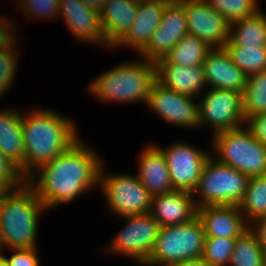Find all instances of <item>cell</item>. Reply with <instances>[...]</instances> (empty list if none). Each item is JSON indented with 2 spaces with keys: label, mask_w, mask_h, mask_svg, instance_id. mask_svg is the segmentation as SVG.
<instances>
[{
  "label": "cell",
  "mask_w": 266,
  "mask_h": 266,
  "mask_svg": "<svg viewBox=\"0 0 266 266\" xmlns=\"http://www.w3.org/2000/svg\"><path fill=\"white\" fill-rule=\"evenodd\" d=\"M16 43L6 50L0 51V97L11 89L16 79V69L19 62V51Z\"/></svg>",
  "instance_id": "1f68e13d"
},
{
  "label": "cell",
  "mask_w": 266,
  "mask_h": 266,
  "mask_svg": "<svg viewBox=\"0 0 266 266\" xmlns=\"http://www.w3.org/2000/svg\"><path fill=\"white\" fill-rule=\"evenodd\" d=\"M264 266H266V249L264 250Z\"/></svg>",
  "instance_id": "ee69618b"
},
{
  "label": "cell",
  "mask_w": 266,
  "mask_h": 266,
  "mask_svg": "<svg viewBox=\"0 0 266 266\" xmlns=\"http://www.w3.org/2000/svg\"><path fill=\"white\" fill-rule=\"evenodd\" d=\"M242 100L245 120L266 113V70L248 76Z\"/></svg>",
  "instance_id": "4316f807"
},
{
  "label": "cell",
  "mask_w": 266,
  "mask_h": 266,
  "mask_svg": "<svg viewBox=\"0 0 266 266\" xmlns=\"http://www.w3.org/2000/svg\"><path fill=\"white\" fill-rule=\"evenodd\" d=\"M137 178L152 195L174 191L167 162L162 150L156 144H148L139 154Z\"/></svg>",
  "instance_id": "44dd1931"
},
{
  "label": "cell",
  "mask_w": 266,
  "mask_h": 266,
  "mask_svg": "<svg viewBox=\"0 0 266 266\" xmlns=\"http://www.w3.org/2000/svg\"><path fill=\"white\" fill-rule=\"evenodd\" d=\"M188 34L203 40L211 48H224L230 40V23L206 0H183Z\"/></svg>",
  "instance_id": "4fadbf2b"
},
{
  "label": "cell",
  "mask_w": 266,
  "mask_h": 266,
  "mask_svg": "<svg viewBox=\"0 0 266 266\" xmlns=\"http://www.w3.org/2000/svg\"><path fill=\"white\" fill-rule=\"evenodd\" d=\"M186 34H188V27L184 7L180 3L168 5L165 7L161 22L153 32L149 44L139 55L156 62L164 58Z\"/></svg>",
  "instance_id": "5bb4252c"
},
{
  "label": "cell",
  "mask_w": 266,
  "mask_h": 266,
  "mask_svg": "<svg viewBox=\"0 0 266 266\" xmlns=\"http://www.w3.org/2000/svg\"><path fill=\"white\" fill-rule=\"evenodd\" d=\"M238 206L248 224L266 215V175L249 177L245 196Z\"/></svg>",
  "instance_id": "484cf974"
},
{
  "label": "cell",
  "mask_w": 266,
  "mask_h": 266,
  "mask_svg": "<svg viewBox=\"0 0 266 266\" xmlns=\"http://www.w3.org/2000/svg\"><path fill=\"white\" fill-rule=\"evenodd\" d=\"M45 210L35 190L26 181L0 194V228L8 249L38 246L39 216Z\"/></svg>",
  "instance_id": "3957f363"
},
{
  "label": "cell",
  "mask_w": 266,
  "mask_h": 266,
  "mask_svg": "<svg viewBox=\"0 0 266 266\" xmlns=\"http://www.w3.org/2000/svg\"><path fill=\"white\" fill-rule=\"evenodd\" d=\"M249 177L240 171L217 161L210 156L205 162L196 189L199 201L195 199L196 207L207 205L238 206L245 196Z\"/></svg>",
  "instance_id": "52a82bcc"
},
{
  "label": "cell",
  "mask_w": 266,
  "mask_h": 266,
  "mask_svg": "<svg viewBox=\"0 0 266 266\" xmlns=\"http://www.w3.org/2000/svg\"><path fill=\"white\" fill-rule=\"evenodd\" d=\"M167 266H208L202 258L173 263Z\"/></svg>",
  "instance_id": "f35d334b"
},
{
  "label": "cell",
  "mask_w": 266,
  "mask_h": 266,
  "mask_svg": "<svg viewBox=\"0 0 266 266\" xmlns=\"http://www.w3.org/2000/svg\"><path fill=\"white\" fill-rule=\"evenodd\" d=\"M147 107L166 122L180 128L199 127V102L194 97L180 94L157 80L151 86Z\"/></svg>",
  "instance_id": "7c38bea8"
},
{
  "label": "cell",
  "mask_w": 266,
  "mask_h": 266,
  "mask_svg": "<svg viewBox=\"0 0 266 266\" xmlns=\"http://www.w3.org/2000/svg\"><path fill=\"white\" fill-rule=\"evenodd\" d=\"M185 142H175L159 148L165 156L174 190L193 192L211 153Z\"/></svg>",
  "instance_id": "8fae6325"
},
{
  "label": "cell",
  "mask_w": 266,
  "mask_h": 266,
  "mask_svg": "<svg viewBox=\"0 0 266 266\" xmlns=\"http://www.w3.org/2000/svg\"><path fill=\"white\" fill-rule=\"evenodd\" d=\"M212 136L211 156L217 161L248 177L266 175V145L254 138L245 125Z\"/></svg>",
  "instance_id": "5b68a950"
},
{
  "label": "cell",
  "mask_w": 266,
  "mask_h": 266,
  "mask_svg": "<svg viewBox=\"0 0 266 266\" xmlns=\"http://www.w3.org/2000/svg\"><path fill=\"white\" fill-rule=\"evenodd\" d=\"M138 0H105L99 11L106 47H113L129 30L137 14Z\"/></svg>",
  "instance_id": "7402d4cb"
},
{
  "label": "cell",
  "mask_w": 266,
  "mask_h": 266,
  "mask_svg": "<svg viewBox=\"0 0 266 266\" xmlns=\"http://www.w3.org/2000/svg\"><path fill=\"white\" fill-rule=\"evenodd\" d=\"M25 180L78 139L76 123L52 109L35 107L22 114Z\"/></svg>",
  "instance_id": "7a4b0ae2"
},
{
  "label": "cell",
  "mask_w": 266,
  "mask_h": 266,
  "mask_svg": "<svg viewBox=\"0 0 266 266\" xmlns=\"http://www.w3.org/2000/svg\"><path fill=\"white\" fill-rule=\"evenodd\" d=\"M205 237H224L236 239L249 229V224L234 205H207L197 208Z\"/></svg>",
  "instance_id": "2e32d148"
},
{
  "label": "cell",
  "mask_w": 266,
  "mask_h": 266,
  "mask_svg": "<svg viewBox=\"0 0 266 266\" xmlns=\"http://www.w3.org/2000/svg\"><path fill=\"white\" fill-rule=\"evenodd\" d=\"M202 66L207 86L243 94L248 76L233 63L225 48H212Z\"/></svg>",
  "instance_id": "e0dca14e"
},
{
  "label": "cell",
  "mask_w": 266,
  "mask_h": 266,
  "mask_svg": "<svg viewBox=\"0 0 266 266\" xmlns=\"http://www.w3.org/2000/svg\"><path fill=\"white\" fill-rule=\"evenodd\" d=\"M22 113L8 108L0 111V152L19 170L25 179V150Z\"/></svg>",
  "instance_id": "603a6c76"
},
{
  "label": "cell",
  "mask_w": 266,
  "mask_h": 266,
  "mask_svg": "<svg viewBox=\"0 0 266 266\" xmlns=\"http://www.w3.org/2000/svg\"><path fill=\"white\" fill-rule=\"evenodd\" d=\"M18 1V2H17ZM18 9H22L29 18L52 19L58 16L60 0H17ZM28 14V15H27Z\"/></svg>",
  "instance_id": "d6a6232c"
},
{
  "label": "cell",
  "mask_w": 266,
  "mask_h": 266,
  "mask_svg": "<svg viewBox=\"0 0 266 266\" xmlns=\"http://www.w3.org/2000/svg\"><path fill=\"white\" fill-rule=\"evenodd\" d=\"M225 46L266 48V13L260 10L250 18L230 24V40Z\"/></svg>",
  "instance_id": "cb8c5ba5"
},
{
  "label": "cell",
  "mask_w": 266,
  "mask_h": 266,
  "mask_svg": "<svg viewBox=\"0 0 266 266\" xmlns=\"http://www.w3.org/2000/svg\"><path fill=\"white\" fill-rule=\"evenodd\" d=\"M155 68L156 80L180 94L196 98L207 86L203 66H181L164 57L155 62Z\"/></svg>",
  "instance_id": "d6986e66"
},
{
  "label": "cell",
  "mask_w": 266,
  "mask_h": 266,
  "mask_svg": "<svg viewBox=\"0 0 266 266\" xmlns=\"http://www.w3.org/2000/svg\"><path fill=\"white\" fill-rule=\"evenodd\" d=\"M149 213L161 227L190 222L197 216L194 194L185 190L152 196Z\"/></svg>",
  "instance_id": "ac0fdd59"
},
{
  "label": "cell",
  "mask_w": 266,
  "mask_h": 266,
  "mask_svg": "<svg viewBox=\"0 0 266 266\" xmlns=\"http://www.w3.org/2000/svg\"><path fill=\"white\" fill-rule=\"evenodd\" d=\"M104 168L103 163L98 186L102 188L101 192L106 197L110 212L115 216L123 217L150 211L152 195L135 174H111L107 173Z\"/></svg>",
  "instance_id": "ba28073f"
},
{
  "label": "cell",
  "mask_w": 266,
  "mask_h": 266,
  "mask_svg": "<svg viewBox=\"0 0 266 266\" xmlns=\"http://www.w3.org/2000/svg\"><path fill=\"white\" fill-rule=\"evenodd\" d=\"M205 232L196 216L190 222L160 227L153 250L143 266H167L202 257Z\"/></svg>",
  "instance_id": "8992f818"
},
{
  "label": "cell",
  "mask_w": 266,
  "mask_h": 266,
  "mask_svg": "<svg viewBox=\"0 0 266 266\" xmlns=\"http://www.w3.org/2000/svg\"><path fill=\"white\" fill-rule=\"evenodd\" d=\"M12 21L7 16L5 17V14L4 16L0 14V51L8 49L18 41L12 31L15 29Z\"/></svg>",
  "instance_id": "d590c367"
},
{
  "label": "cell",
  "mask_w": 266,
  "mask_h": 266,
  "mask_svg": "<svg viewBox=\"0 0 266 266\" xmlns=\"http://www.w3.org/2000/svg\"><path fill=\"white\" fill-rule=\"evenodd\" d=\"M0 266H5V255L0 252Z\"/></svg>",
  "instance_id": "7bdbcfd3"
},
{
  "label": "cell",
  "mask_w": 266,
  "mask_h": 266,
  "mask_svg": "<svg viewBox=\"0 0 266 266\" xmlns=\"http://www.w3.org/2000/svg\"><path fill=\"white\" fill-rule=\"evenodd\" d=\"M233 63L247 76L266 70V48L225 46Z\"/></svg>",
  "instance_id": "f1b7e54d"
},
{
  "label": "cell",
  "mask_w": 266,
  "mask_h": 266,
  "mask_svg": "<svg viewBox=\"0 0 266 266\" xmlns=\"http://www.w3.org/2000/svg\"><path fill=\"white\" fill-rule=\"evenodd\" d=\"M213 9L230 24L243 18H250L260 10L258 0H206Z\"/></svg>",
  "instance_id": "f546056e"
},
{
  "label": "cell",
  "mask_w": 266,
  "mask_h": 266,
  "mask_svg": "<svg viewBox=\"0 0 266 266\" xmlns=\"http://www.w3.org/2000/svg\"><path fill=\"white\" fill-rule=\"evenodd\" d=\"M25 181L18 168L0 152V194L22 185Z\"/></svg>",
  "instance_id": "836d02e7"
},
{
  "label": "cell",
  "mask_w": 266,
  "mask_h": 266,
  "mask_svg": "<svg viewBox=\"0 0 266 266\" xmlns=\"http://www.w3.org/2000/svg\"><path fill=\"white\" fill-rule=\"evenodd\" d=\"M166 5L159 2L139 1L137 14L128 32L112 47L127 46L139 54L149 44L159 26Z\"/></svg>",
  "instance_id": "ffe728a7"
},
{
  "label": "cell",
  "mask_w": 266,
  "mask_h": 266,
  "mask_svg": "<svg viewBox=\"0 0 266 266\" xmlns=\"http://www.w3.org/2000/svg\"><path fill=\"white\" fill-rule=\"evenodd\" d=\"M199 99V128L210 126L213 135L245 125L242 93L208 88Z\"/></svg>",
  "instance_id": "30bf717a"
},
{
  "label": "cell",
  "mask_w": 266,
  "mask_h": 266,
  "mask_svg": "<svg viewBox=\"0 0 266 266\" xmlns=\"http://www.w3.org/2000/svg\"><path fill=\"white\" fill-rule=\"evenodd\" d=\"M245 126L251 131L254 138L266 145V113L249 117Z\"/></svg>",
  "instance_id": "8d00e7d4"
},
{
  "label": "cell",
  "mask_w": 266,
  "mask_h": 266,
  "mask_svg": "<svg viewBox=\"0 0 266 266\" xmlns=\"http://www.w3.org/2000/svg\"><path fill=\"white\" fill-rule=\"evenodd\" d=\"M138 1H151V2H159V3H163L166 6L168 5H176L181 3L183 0H138Z\"/></svg>",
  "instance_id": "60d3db41"
},
{
  "label": "cell",
  "mask_w": 266,
  "mask_h": 266,
  "mask_svg": "<svg viewBox=\"0 0 266 266\" xmlns=\"http://www.w3.org/2000/svg\"><path fill=\"white\" fill-rule=\"evenodd\" d=\"M85 5L97 10H101L105 0H81Z\"/></svg>",
  "instance_id": "ab89813d"
},
{
  "label": "cell",
  "mask_w": 266,
  "mask_h": 266,
  "mask_svg": "<svg viewBox=\"0 0 266 266\" xmlns=\"http://www.w3.org/2000/svg\"><path fill=\"white\" fill-rule=\"evenodd\" d=\"M249 228L257 237L259 245L264 251L266 249V215L249 224Z\"/></svg>",
  "instance_id": "74e56055"
},
{
  "label": "cell",
  "mask_w": 266,
  "mask_h": 266,
  "mask_svg": "<svg viewBox=\"0 0 266 266\" xmlns=\"http://www.w3.org/2000/svg\"><path fill=\"white\" fill-rule=\"evenodd\" d=\"M58 17L65 19L76 40L106 46L99 12L81 0H60Z\"/></svg>",
  "instance_id": "9a60e30c"
},
{
  "label": "cell",
  "mask_w": 266,
  "mask_h": 266,
  "mask_svg": "<svg viewBox=\"0 0 266 266\" xmlns=\"http://www.w3.org/2000/svg\"><path fill=\"white\" fill-rule=\"evenodd\" d=\"M212 48L203 40L191 34L184 35L175 47L165 56L171 62L181 66H202L207 53Z\"/></svg>",
  "instance_id": "d4e9b609"
},
{
  "label": "cell",
  "mask_w": 266,
  "mask_h": 266,
  "mask_svg": "<svg viewBox=\"0 0 266 266\" xmlns=\"http://www.w3.org/2000/svg\"><path fill=\"white\" fill-rule=\"evenodd\" d=\"M86 145L79 138L66 151L42 165L26 180L35 190L46 211L59 204L70 203L84 192L98 186L104 161L100 160V155L94 148Z\"/></svg>",
  "instance_id": "6da1fadb"
},
{
  "label": "cell",
  "mask_w": 266,
  "mask_h": 266,
  "mask_svg": "<svg viewBox=\"0 0 266 266\" xmlns=\"http://www.w3.org/2000/svg\"><path fill=\"white\" fill-rule=\"evenodd\" d=\"M4 246L7 248L4 233L0 228V252H2Z\"/></svg>",
  "instance_id": "b9f144b4"
},
{
  "label": "cell",
  "mask_w": 266,
  "mask_h": 266,
  "mask_svg": "<svg viewBox=\"0 0 266 266\" xmlns=\"http://www.w3.org/2000/svg\"><path fill=\"white\" fill-rule=\"evenodd\" d=\"M122 218L126 224L111 239L105 250L128 256L141 266L150 256L161 226L149 212Z\"/></svg>",
  "instance_id": "9c48e42d"
},
{
  "label": "cell",
  "mask_w": 266,
  "mask_h": 266,
  "mask_svg": "<svg viewBox=\"0 0 266 266\" xmlns=\"http://www.w3.org/2000/svg\"><path fill=\"white\" fill-rule=\"evenodd\" d=\"M10 250L14 254L10 258L5 256V266H39L37 247Z\"/></svg>",
  "instance_id": "e575fe53"
},
{
  "label": "cell",
  "mask_w": 266,
  "mask_h": 266,
  "mask_svg": "<svg viewBox=\"0 0 266 266\" xmlns=\"http://www.w3.org/2000/svg\"><path fill=\"white\" fill-rule=\"evenodd\" d=\"M235 240L224 237H205L201 258L208 266H229Z\"/></svg>",
  "instance_id": "4dcf8cb0"
},
{
  "label": "cell",
  "mask_w": 266,
  "mask_h": 266,
  "mask_svg": "<svg viewBox=\"0 0 266 266\" xmlns=\"http://www.w3.org/2000/svg\"><path fill=\"white\" fill-rule=\"evenodd\" d=\"M230 266H264V251L249 228L236 238Z\"/></svg>",
  "instance_id": "83f0119b"
},
{
  "label": "cell",
  "mask_w": 266,
  "mask_h": 266,
  "mask_svg": "<svg viewBox=\"0 0 266 266\" xmlns=\"http://www.w3.org/2000/svg\"><path fill=\"white\" fill-rule=\"evenodd\" d=\"M123 62L93 79L89 92L103 102H144L156 80L155 62L143 57Z\"/></svg>",
  "instance_id": "277c9868"
}]
</instances>
